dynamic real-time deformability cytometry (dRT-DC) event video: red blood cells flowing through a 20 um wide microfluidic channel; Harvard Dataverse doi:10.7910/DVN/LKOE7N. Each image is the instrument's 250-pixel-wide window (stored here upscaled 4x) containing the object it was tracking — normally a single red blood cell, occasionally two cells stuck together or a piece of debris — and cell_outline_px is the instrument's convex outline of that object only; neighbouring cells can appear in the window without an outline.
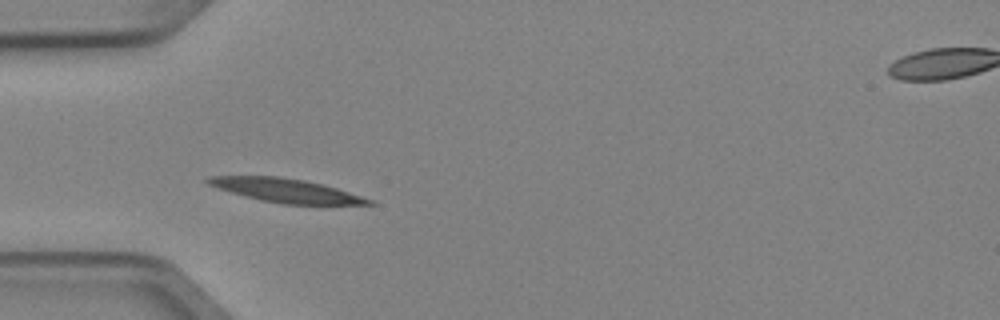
{"species": "Egyptian fruit bat (a non-hibernating species)", "species_latin": "Rousettus aegyptiacus", "temperature_condition": "cold", "stored_images_in_passage": 5, "camera_frame_rate_fps": 3000, "um_per_image_px": 0.085, "animal": {"sex": "female"}, "frame": {"image": 1, "passage_image": 4, "time_ms": 1.0, "image_size_px": [1000, 320], "cell_outline_px": [[376, 204], [284, 204], [260, 200], [216, 188], [208, 184], [204, 180], [208, 176], [276, 176], [304, 180], [324, 184], [376, 200]], "centroid_in_image_um": [24.33, 16.19], "position_along_channel_um": 60.7, "area_um2": 22.25}}
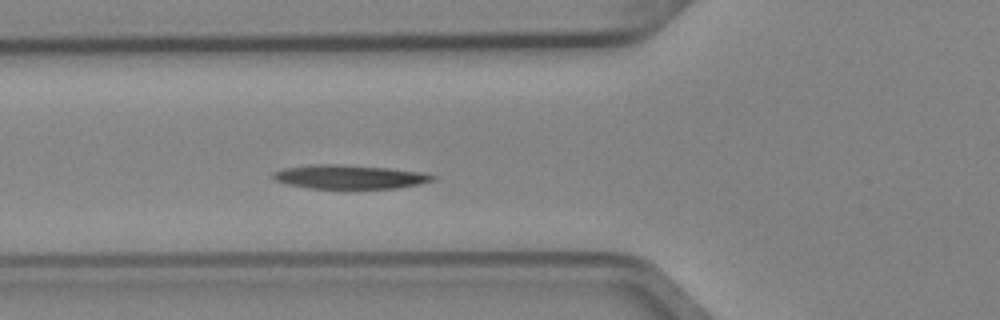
{"frame": {"image": 2, "passage_image": 5, "time_ms": 1.333, "image_size_px": [1000, 320], "cell_outline_px": [[436, 180], [420, 184], [396, 188], [312, 188], [288, 184], [276, 180], [272, 176], [272, 172], [284, 168], [312, 164], [340, 164], [388, 168], [420, 172], [436, 176]], "centroid_in_image_um": [29.72, 15.02], "position_along_channel_um": 96.1, "area_um2": 22.08}}